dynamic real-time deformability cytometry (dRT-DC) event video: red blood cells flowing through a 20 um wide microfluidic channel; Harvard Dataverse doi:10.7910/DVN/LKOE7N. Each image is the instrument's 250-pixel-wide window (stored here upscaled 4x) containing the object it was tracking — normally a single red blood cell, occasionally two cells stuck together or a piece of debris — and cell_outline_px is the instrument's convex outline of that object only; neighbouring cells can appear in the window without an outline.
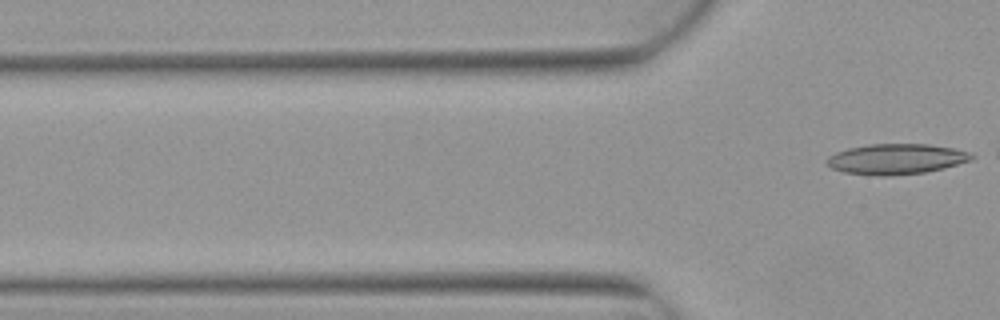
{"species": "Egyptian fruit bat (a non-hibernating species)", "species_latin": "Rousettus aegyptiacus", "temperature_condition": "warm", "stored_images_in_passage": 5, "segment_of_instrument_passage": [2, 2], "camera_frame_rate_fps": 3000, "um_per_image_px": 0.085, "animal": {"sex": "female"}, "frame": {"image": 1, "passage_image": 5, "time_ms": 1.333, "image_size_px": [1000, 320], "cell_outline_px": [[980, 156], [972, 160], [944, 168], [924, 172], [884, 176], [844, 172], [832, 168], [824, 160], [828, 156], [836, 152], [848, 148], [868, 144], [928, 144], [956, 148], [972, 152]], "centroid_in_image_um": [76.25, 13.5], "position_along_channel_um": 49.5, "area_um2": 25.89}}